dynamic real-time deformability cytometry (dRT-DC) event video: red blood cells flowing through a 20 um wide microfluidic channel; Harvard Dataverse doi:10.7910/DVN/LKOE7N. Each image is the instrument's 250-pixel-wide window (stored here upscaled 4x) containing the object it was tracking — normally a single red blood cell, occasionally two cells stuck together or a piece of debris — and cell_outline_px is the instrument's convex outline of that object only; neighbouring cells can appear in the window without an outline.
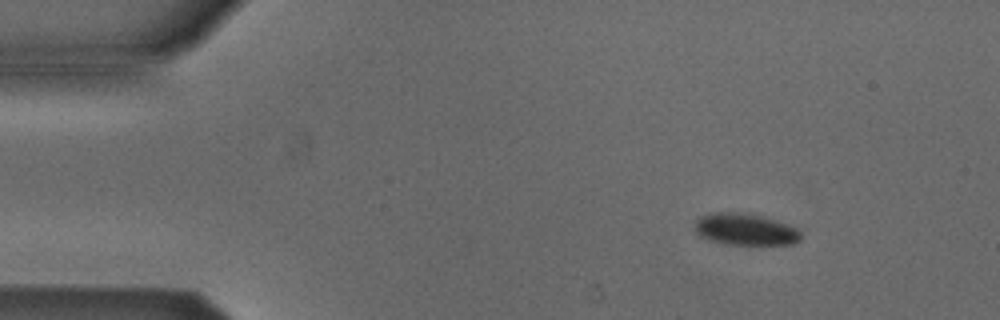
{"species": "Egyptian fruit bat (a non-hibernating species)", "species_latin": "Rousettus aegyptiacus", "temperature_condition": "cold", "stored_images_in_passage": 6, "camera_frame_rate_fps": 3000, "um_per_image_px": 0.085, "animal": {"sex": "male"}, "frame": {"image": 1, "passage_image": 1, "time_ms": 0.0, "image_size_px": [1000, 320], "cell_outline_px": [[800, 240], [792, 244], [728, 244], [712, 240], [700, 236], [696, 232], [696, 220], [712, 212], [740, 212], [760, 216], [796, 228], [800, 232]], "centroid_in_image_um": [63.33, 19.5], "position_along_channel_um": 21.7, "area_um2": 19.02}}
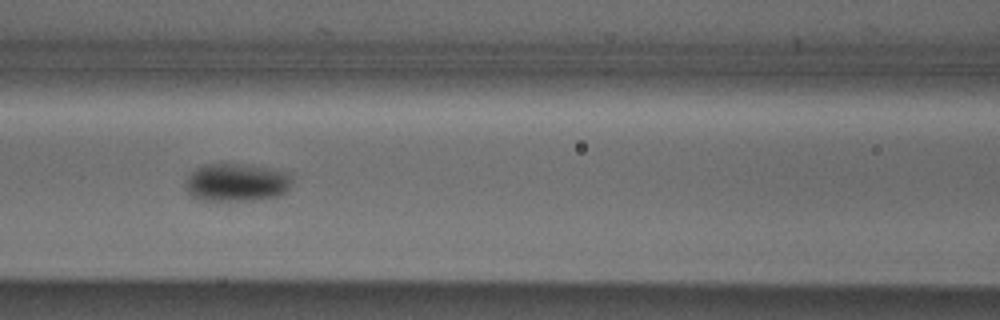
{"frame": {"image": 2, "passage_image": 5, "time_ms": 1.333, "image_size_px": [1000, 320], "cell_outline_px": [[292, 180], [288, 188], [284, 192], [276, 196], [260, 200], [200, 200], [192, 196], [184, 188], [184, 184], [188, 176], [196, 168], [204, 164], [240, 164], [268, 168], [284, 172], [292, 176]], "centroid_in_image_um": [20.06, 15.51], "position_along_channel_um": 146.5, "area_um2": 23.47}}
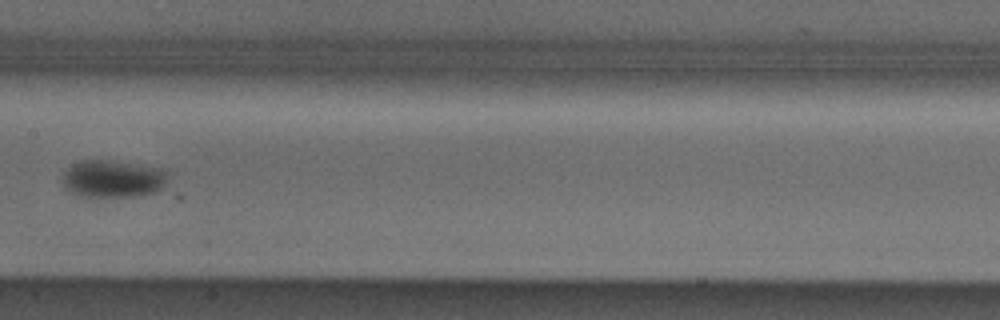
{"frame": {"image": 3, "passage_image": 6, "time_ms": 1.667, "image_size_px": [1000, 320], "cell_outline_px": [[168, 172], [164, 184], [156, 192], [136, 196], [84, 196], [72, 192], [64, 184], [64, 172], [72, 164], [84, 160], [112, 160], [164, 168]], "centroid_in_image_um": [9.64, 15.17], "position_along_channel_um": 197.8, "area_um2": 22.72}}